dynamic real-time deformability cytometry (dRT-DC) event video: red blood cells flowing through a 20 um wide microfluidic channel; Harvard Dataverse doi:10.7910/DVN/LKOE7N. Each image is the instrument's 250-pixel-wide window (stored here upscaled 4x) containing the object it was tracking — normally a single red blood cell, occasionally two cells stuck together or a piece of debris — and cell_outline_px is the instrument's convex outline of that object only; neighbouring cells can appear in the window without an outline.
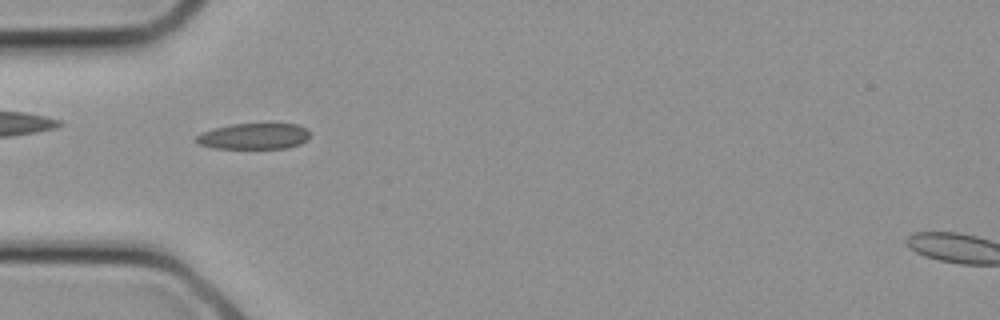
{"species": "common noctule bat (a hibernating species)", "species_latin": "Nyctalus noctula", "temperature_condition": "cold", "stored_images_in_passage": 11, "camera_frame_rate_fps": 3000, "um_per_image_px": 0.085, "animal": {"sex": "female", "body_mass_g": 21.9}, "frame": {"image": 1, "passage_image": 8, "time_ms": 2.333, "image_size_px": [1000, 320], "cell_outline_px": [[308, 140], [300, 144], [288, 148], [212, 148], [200, 144], [196, 140], [196, 136], [200, 132], [212, 128], [232, 124], [296, 124], [304, 128], [308, 132]], "centroid_in_image_um": [21.55, 11.58], "position_along_channel_um": 63.4, "area_um2": 17.17}}
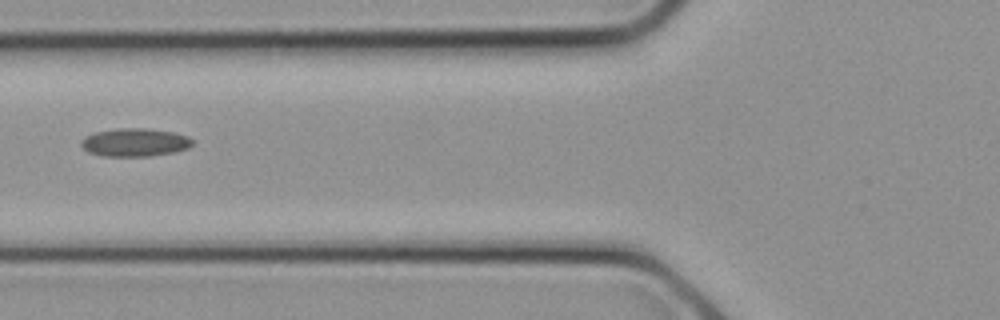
{"frame": {"image": 2, "passage_image": 10, "time_ms": 3.0, "image_size_px": [1000, 320], "cell_outline_px": [[192, 144], [188, 148], [176, 152], [152, 156], [104, 156], [88, 152], [80, 144], [80, 140], [84, 136], [96, 132], [120, 128], [144, 128], [172, 132], [188, 136], [192, 140]], "centroid_in_image_um": [11.45, 12.11], "position_along_channel_um": 114.3, "area_um2": 18.26}}